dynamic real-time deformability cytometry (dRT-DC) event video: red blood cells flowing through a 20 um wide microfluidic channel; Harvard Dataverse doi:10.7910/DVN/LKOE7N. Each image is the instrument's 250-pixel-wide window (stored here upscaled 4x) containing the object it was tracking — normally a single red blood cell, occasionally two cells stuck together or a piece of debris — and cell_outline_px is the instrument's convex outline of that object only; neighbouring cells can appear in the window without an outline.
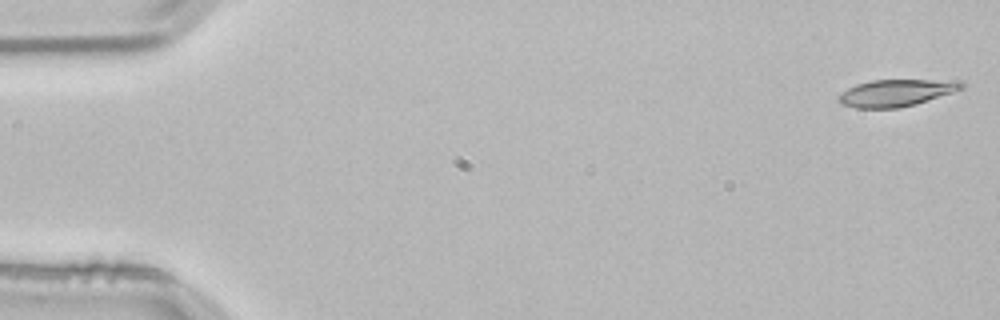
{"species": "common noctule bat (a hibernating species)", "species_latin": "Nyctalus noctula", "temperature_condition": "room temperature", "stored_images_in_passage": 22, "camera_frame_rate_fps": 3000, "um_per_image_px": 0.085, "animal": {"sex": "male", "body_mass_g": 21.5, "forearm_length_mm": 52.0}, "frame": {"image": 1, "passage_image": 1, "time_ms": 0.0, "image_size_px": [1000, 320], "cell_outline_px": [[964, 88], [916, 104], [900, 108], [856, 108], [840, 104], [836, 100], [836, 96], [848, 88], [856, 84], [872, 80], [964, 80]], "centroid_in_image_um": [76.15, 7.89], "position_along_channel_um": 8.9, "area_um2": 19.48}}
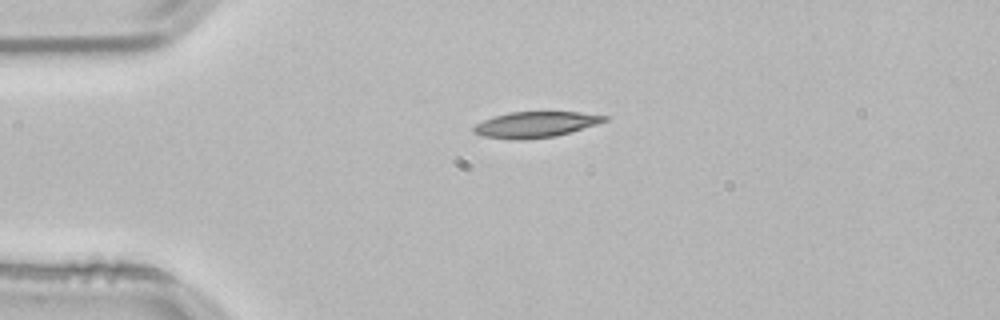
{"frame": {"image": 2, "passage_image": 12, "time_ms": 3.667, "image_size_px": [1000, 320], "cell_outline_px": [[608, 120], [596, 124], [556, 136], [520, 140], [516, 140], [484, 136], [472, 132], [472, 128], [476, 124], [492, 116], [508, 112], [580, 112], [608, 116]], "centroid_in_image_um": [45.49, 10.58], "position_along_channel_um": 39.5, "area_um2": 19.59}}